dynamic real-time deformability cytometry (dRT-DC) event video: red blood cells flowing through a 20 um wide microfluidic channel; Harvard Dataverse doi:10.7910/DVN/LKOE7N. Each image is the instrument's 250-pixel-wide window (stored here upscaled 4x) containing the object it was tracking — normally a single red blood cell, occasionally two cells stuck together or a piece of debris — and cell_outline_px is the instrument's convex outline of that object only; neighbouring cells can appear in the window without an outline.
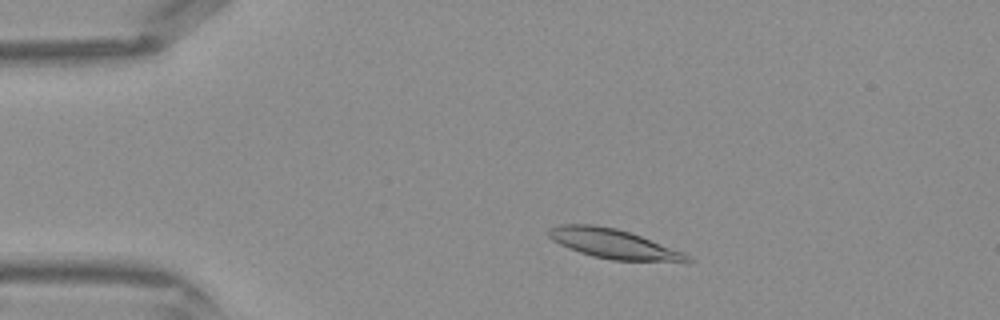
{"species": "Egyptian fruit bat (a non-hibernating species)", "species_latin": "Rousettus aegyptiacus", "temperature_condition": "warm", "stored_images_in_passage": 39, "camera_frame_rate_fps": 3000, "um_per_image_px": 0.085, "frame": {"image": 1, "passage_image": 5, "time_ms": 1.333, "image_size_px": [1000, 320], "cell_outline_px": [[692, 260], [612, 260], [592, 256], [568, 248], [552, 240], [548, 236], [548, 228], [560, 224], [592, 224], [616, 228], [640, 236], [684, 252]], "centroid_in_image_um": [52.01, 20.69], "position_along_channel_um": 33.0, "area_um2": 23.18}}
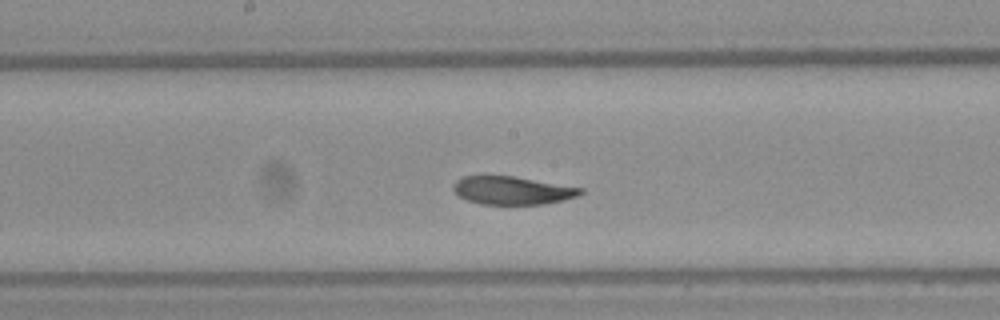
{"frame": {"image": 2, "passage_image": 19, "time_ms": 6.0, "image_size_px": [1000, 320], "cell_outline_px": [[584, 192], [576, 196], [544, 204], [480, 204], [468, 200], [460, 196], [452, 188], [452, 184], [456, 180], [464, 176], [512, 176], [584, 188]], "centroid_in_image_um": [43.52, 16.18], "position_along_channel_um": 204.7, "area_um2": 20.58}}
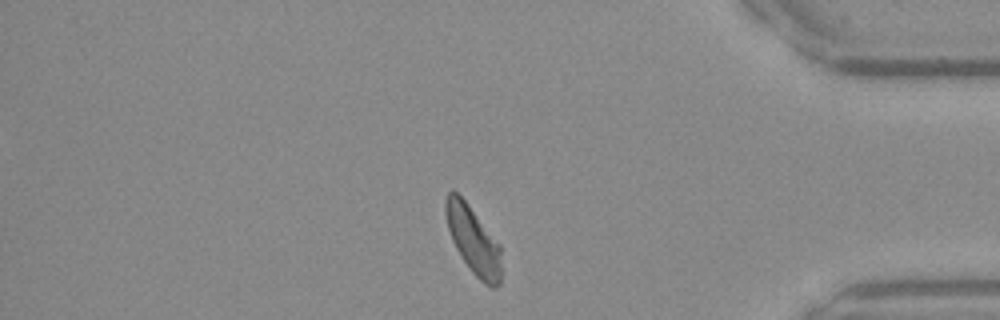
{"frame": {"image": 3, "passage_image": 33, "time_ms": 10.667, "image_size_px": [1000, 320], "cell_outline_px": [[500, 284], [496, 288], [492, 288], [484, 284], [472, 272], [456, 248], [452, 240], [448, 228], [444, 212], [444, 200], [448, 192], [456, 192], [464, 200], [500, 244]], "centroid_in_image_um": [40.21, 20.43], "position_along_channel_um": 395.0, "area_um2": 21.62}}